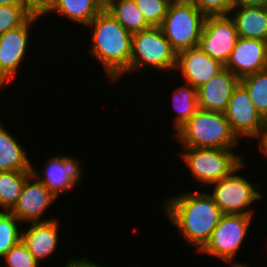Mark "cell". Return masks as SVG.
I'll return each mask as SVG.
<instances>
[{"mask_svg":"<svg viewBox=\"0 0 267 267\" xmlns=\"http://www.w3.org/2000/svg\"><path fill=\"white\" fill-rule=\"evenodd\" d=\"M174 138L183 148L235 149L240 139L232 132L223 112L198 109Z\"/></svg>","mask_w":267,"mask_h":267,"instance_id":"3","label":"cell"},{"mask_svg":"<svg viewBox=\"0 0 267 267\" xmlns=\"http://www.w3.org/2000/svg\"><path fill=\"white\" fill-rule=\"evenodd\" d=\"M32 167L23 146L0 123V172L32 171Z\"/></svg>","mask_w":267,"mask_h":267,"instance_id":"19","label":"cell"},{"mask_svg":"<svg viewBox=\"0 0 267 267\" xmlns=\"http://www.w3.org/2000/svg\"><path fill=\"white\" fill-rule=\"evenodd\" d=\"M244 166L243 162L229 176L210 184V186L214 185V191L213 193L208 192V194L223 214L254 215L252 208H249L250 205L255 200L263 198L256 188V183L249 182L246 178L237 175Z\"/></svg>","mask_w":267,"mask_h":267,"instance_id":"8","label":"cell"},{"mask_svg":"<svg viewBox=\"0 0 267 267\" xmlns=\"http://www.w3.org/2000/svg\"><path fill=\"white\" fill-rule=\"evenodd\" d=\"M177 53L160 27L132 33L130 73L150 67L165 72L175 70Z\"/></svg>","mask_w":267,"mask_h":267,"instance_id":"5","label":"cell"},{"mask_svg":"<svg viewBox=\"0 0 267 267\" xmlns=\"http://www.w3.org/2000/svg\"><path fill=\"white\" fill-rule=\"evenodd\" d=\"M182 150L180 156L194 179L207 186L229 176L243 163L241 154H235L232 152L233 149L182 148Z\"/></svg>","mask_w":267,"mask_h":267,"instance_id":"6","label":"cell"},{"mask_svg":"<svg viewBox=\"0 0 267 267\" xmlns=\"http://www.w3.org/2000/svg\"><path fill=\"white\" fill-rule=\"evenodd\" d=\"M30 227L21 230V241L40 263L56 251L59 240V221L53 218L48 221L29 223Z\"/></svg>","mask_w":267,"mask_h":267,"instance_id":"17","label":"cell"},{"mask_svg":"<svg viewBox=\"0 0 267 267\" xmlns=\"http://www.w3.org/2000/svg\"><path fill=\"white\" fill-rule=\"evenodd\" d=\"M256 110L267 121V69L240 79Z\"/></svg>","mask_w":267,"mask_h":267,"instance_id":"24","label":"cell"},{"mask_svg":"<svg viewBox=\"0 0 267 267\" xmlns=\"http://www.w3.org/2000/svg\"><path fill=\"white\" fill-rule=\"evenodd\" d=\"M232 132L241 138L257 137L267 121L259 114L247 90L239 83L224 112Z\"/></svg>","mask_w":267,"mask_h":267,"instance_id":"10","label":"cell"},{"mask_svg":"<svg viewBox=\"0 0 267 267\" xmlns=\"http://www.w3.org/2000/svg\"><path fill=\"white\" fill-rule=\"evenodd\" d=\"M229 15L239 37L267 42V7L234 6Z\"/></svg>","mask_w":267,"mask_h":267,"instance_id":"18","label":"cell"},{"mask_svg":"<svg viewBox=\"0 0 267 267\" xmlns=\"http://www.w3.org/2000/svg\"><path fill=\"white\" fill-rule=\"evenodd\" d=\"M103 8H105L112 0H96Z\"/></svg>","mask_w":267,"mask_h":267,"instance_id":"35","label":"cell"},{"mask_svg":"<svg viewBox=\"0 0 267 267\" xmlns=\"http://www.w3.org/2000/svg\"><path fill=\"white\" fill-rule=\"evenodd\" d=\"M80 162L71 156H54L50 157L43 171L35 170L34 174L56 197L61 192L67 193L72 187L79 185L81 182V174L83 173L79 166ZM40 174L44 178H40Z\"/></svg>","mask_w":267,"mask_h":267,"instance_id":"13","label":"cell"},{"mask_svg":"<svg viewBox=\"0 0 267 267\" xmlns=\"http://www.w3.org/2000/svg\"><path fill=\"white\" fill-rule=\"evenodd\" d=\"M256 138H259L258 147L259 151H262L267 158V124L264 126L262 131L258 134Z\"/></svg>","mask_w":267,"mask_h":267,"instance_id":"33","label":"cell"},{"mask_svg":"<svg viewBox=\"0 0 267 267\" xmlns=\"http://www.w3.org/2000/svg\"><path fill=\"white\" fill-rule=\"evenodd\" d=\"M56 197L34 174H31L23 185L21 195L10 212L23 223L48 221L43 219L46 209L51 206Z\"/></svg>","mask_w":267,"mask_h":267,"instance_id":"12","label":"cell"},{"mask_svg":"<svg viewBox=\"0 0 267 267\" xmlns=\"http://www.w3.org/2000/svg\"><path fill=\"white\" fill-rule=\"evenodd\" d=\"M32 171L0 172V209L10 211L21 195L25 180Z\"/></svg>","mask_w":267,"mask_h":267,"instance_id":"23","label":"cell"},{"mask_svg":"<svg viewBox=\"0 0 267 267\" xmlns=\"http://www.w3.org/2000/svg\"><path fill=\"white\" fill-rule=\"evenodd\" d=\"M19 222L10 211H0V259L21 241Z\"/></svg>","mask_w":267,"mask_h":267,"instance_id":"25","label":"cell"},{"mask_svg":"<svg viewBox=\"0 0 267 267\" xmlns=\"http://www.w3.org/2000/svg\"><path fill=\"white\" fill-rule=\"evenodd\" d=\"M239 38L230 15H207L199 47L211 58L226 65Z\"/></svg>","mask_w":267,"mask_h":267,"instance_id":"9","label":"cell"},{"mask_svg":"<svg viewBox=\"0 0 267 267\" xmlns=\"http://www.w3.org/2000/svg\"><path fill=\"white\" fill-rule=\"evenodd\" d=\"M104 9L130 33L151 28L134 0H112Z\"/></svg>","mask_w":267,"mask_h":267,"instance_id":"21","label":"cell"},{"mask_svg":"<svg viewBox=\"0 0 267 267\" xmlns=\"http://www.w3.org/2000/svg\"><path fill=\"white\" fill-rule=\"evenodd\" d=\"M64 267H104L100 266L97 263L89 261L87 257H82L81 259H70L67 260V263Z\"/></svg>","mask_w":267,"mask_h":267,"instance_id":"31","label":"cell"},{"mask_svg":"<svg viewBox=\"0 0 267 267\" xmlns=\"http://www.w3.org/2000/svg\"><path fill=\"white\" fill-rule=\"evenodd\" d=\"M39 18L32 15L23 25L0 35V81L3 85L15 78L28 50L30 28Z\"/></svg>","mask_w":267,"mask_h":267,"instance_id":"11","label":"cell"},{"mask_svg":"<svg viewBox=\"0 0 267 267\" xmlns=\"http://www.w3.org/2000/svg\"><path fill=\"white\" fill-rule=\"evenodd\" d=\"M0 5L25 6V0H0Z\"/></svg>","mask_w":267,"mask_h":267,"instance_id":"34","label":"cell"},{"mask_svg":"<svg viewBox=\"0 0 267 267\" xmlns=\"http://www.w3.org/2000/svg\"><path fill=\"white\" fill-rule=\"evenodd\" d=\"M207 15H229L234 7V0H188Z\"/></svg>","mask_w":267,"mask_h":267,"instance_id":"29","label":"cell"},{"mask_svg":"<svg viewBox=\"0 0 267 267\" xmlns=\"http://www.w3.org/2000/svg\"><path fill=\"white\" fill-rule=\"evenodd\" d=\"M225 67L220 61L211 58L199 46L177 53L175 70L193 88L199 89Z\"/></svg>","mask_w":267,"mask_h":267,"instance_id":"14","label":"cell"},{"mask_svg":"<svg viewBox=\"0 0 267 267\" xmlns=\"http://www.w3.org/2000/svg\"><path fill=\"white\" fill-rule=\"evenodd\" d=\"M162 209L185 242L200 251L209 241L223 213L208 192H186L164 200Z\"/></svg>","mask_w":267,"mask_h":267,"instance_id":"1","label":"cell"},{"mask_svg":"<svg viewBox=\"0 0 267 267\" xmlns=\"http://www.w3.org/2000/svg\"><path fill=\"white\" fill-rule=\"evenodd\" d=\"M235 267H249L247 264L245 265H238V266H235Z\"/></svg>","mask_w":267,"mask_h":267,"instance_id":"37","label":"cell"},{"mask_svg":"<svg viewBox=\"0 0 267 267\" xmlns=\"http://www.w3.org/2000/svg\"><path fill=\"white\" fill-rule=\"evenodd\" d=\"M206 15L188 1L170 2L160 26L176 53L199 46Z\"/></svg>","mask_w":267,"mask_h":267,"instance_id":"4","label":"cell"},{"mask_svg":"<svg viewBox=\"0 0 267 267\" xmlns=\"http://www.w3.org/2000/svg\"><path fill=\"white\" fill-rule=\"evenodd\" d=\"M225 67L239 79L267 69V42L239 37Z\"/></svg>","mask_w":267,"mask_h":267,"instance_id":"15","label":"cell"},{"mask_svg":"<svg viewBox=\"0 0 267 267\" xmlns=\"http://www.w3.org/2000/svg\"><path fill=\"white\" fill-rule=\"evenodd\" d=\"M3 86H4V85H3V84L1 83V81H0V88H3Z\"/></svg>","mask_w":267,"mask_h":267,"instance_id":"38","label":"cell"},{"mask_svg":"<svg viewBox=\"0 0 267 267\" xmlns=\"http://www.w3.org/2000/svg\"><path fill=\"white\" fill-rule=\"evenodd\" d=\"M31 16L25 6L0 5V35L23 25Z\"/></svg>","mask_w":267,"mask_h":267,"instance_id":"26","label":"cell"},{"mask_svg":"<svg viewBox=\"0 0 267 267\" xmlns=\"http://www.w3.org/2000/svg\"><path fill=\"white\" fill-rule=\"evenodd\" d=\"M239 83L240 79L224 67L207 83L197 89L199 108L224 113L233 90Z\"/></svg>","mask_w":267,"mask_h":267,"instance_id":"16","label":"cell"},{"mask_svg":"<svg viewBox=\"0 0 267 267\" xmlns=\"http://www.w3.org/2000/svg\"><path fill=\"white\" fill-rule=\"evenodd\" d=\"M92 31L90 54L99 60L109 80L130 72L132 33L103 9L87 25Z\"/></svg>","mask_w":267,"mask_h":267,"instance_id":"2","label":"cell"},{"mask_svg":"<svg viewBox=\"0 0 267 267\" xmlns=\"http://www.w3.org/2000/svg\"><path fill=\"white\" fill-rule=\"evenodd\" d=\"M151 27H160L167 13L169 0H134Z\"/></svg>","mask_w":267,"mask_h":267,"instance_id":"27","label":"cell"},{"mask_svg":"<svg viewBox=\"0 0 267 267\" xmlns=\"http://www.w3.org/2000/svg\"><path fill=\"white\" fill-rule=\"evenodd\" d=\"M170 2L188 1V0H169Z\"/></svg>","mask_w":267,"mask_h":267,"instance_id":"36","label":"cell"},{"mask_svg":"<svg viewBox=\"0 0 267 267\" xmlns=\"http://www.w3.org/2000/svg\"><path fill=\"white\" fill-rule=\"evenodd\" d=\"M253 215L223 214L209 241L199 251L231 263V267L245 265L234 261L238 250L243 244Z\"/></svg>","mask_w":267,"mask_h":267,"instance_id":"7","label":"cell"},{"mask_svg":"<svg viewBox=\"0 0 267 267\" xmlns=\"http://www.w3.org/2000/svg\"><path fill=\"white\" fill-rule=\"evenodd\" d=\"M2 259L9 267H39L40 264L22 241L10 248Z\"/></svg>","mask_w":267,"mask_h":267,"instance_id":"28","label":"cell"},{"mask_svg":"<svg viewBox=\"0 0 267 267\" xmlns=\"http://www.w3.org/2000/svg\"><path fill=\"white\" fill-rule=\"evenodd\" d=\"M234 6L266 7L267 6V0H234Z\"/></svg>","mask_w":267,"mask_h":267,"instance_id":"32","label":"cell"},{"mask_svg":"<svg viewBox=\"0 0 267 267\" xmlns=\"http://www.w3.org/2000/svg\"><path fill=\"white\" fill-rule=\"evenodd\" d=\"M54 0H25V8L33 15L42 17L48 14Z\"/></svg>","mask_w":267,"mask_h":267,"instance_id":"30","label":"cell"},{"mask_svg":"<svg viewBox=\"0 0 267 267\" xmlns=\"http://www.w3.org/2000/svg\"><path fill=\"white\" fill-rule=\"evenodd\" d=\"M172 97L174 110L177 111L173 120L176 133L199 109L197 89L185 82L173 91Z\"/></svg>","mask_w":267,"mask_h":267,"instance_id":"22","label":"cell"},{"mask_svg":"<svg viewBox=\"0 0 267 267\" xmlns=\"http://www.w3.org/2000/svg\"><path fill=\"white\" fill-rule=\"evenodd\" d=\"M104 8L96 0H54L48 13H58L87 26Z\"/></svg>","mask_w":267,"mask_h":267,"instance_id":"20","label":"cell"}]
</instances>
